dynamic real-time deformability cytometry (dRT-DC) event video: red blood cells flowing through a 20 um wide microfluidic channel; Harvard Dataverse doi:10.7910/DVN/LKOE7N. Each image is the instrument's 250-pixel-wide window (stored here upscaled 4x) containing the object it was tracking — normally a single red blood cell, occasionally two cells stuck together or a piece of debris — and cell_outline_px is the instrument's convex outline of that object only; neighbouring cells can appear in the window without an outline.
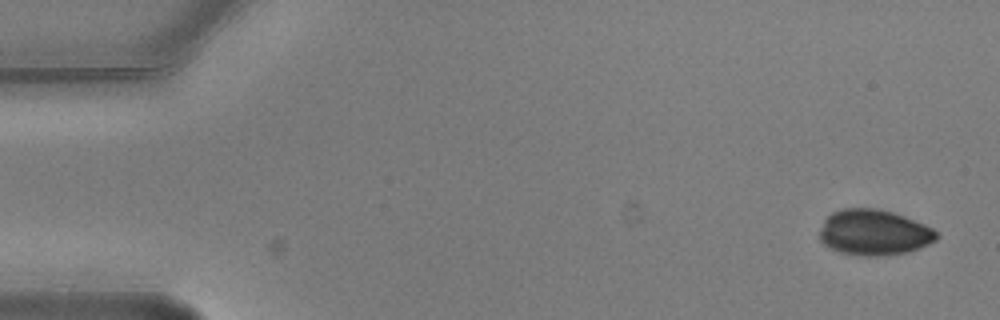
{"species": "common noctule bat (a hibernating species)", "species_latin": "Nyctalus noctula", "temperature_condition": "warm", "stored_images_in_passage": 5, "camera_frame_rate_fps": 3000, "um_per_image_px": 0.085, "animal": {"sex": "male", "body_mass_g": 20.5, "forearm_length_mm": 52.5}, "frame": {"image": 1, "passage_image": 1, "time_ms": 0.0, "image_size_px": [1000, 320], "cell_outline_px": [[940, 236], [936, 240], [920, 248], [908, 252], [880, 256], [864, 256], [840, 252], [824, 244], [820, 240], [820, 228], [824, 220], [832, 212], [840, 208], [876, 208], [892, 212], [904, 216], [924, 224], [932, 228]], "centroid_in_image_um": [74.29, 19.75], "position_along_channel_um": 10.7, "area_um2": 31.15}}